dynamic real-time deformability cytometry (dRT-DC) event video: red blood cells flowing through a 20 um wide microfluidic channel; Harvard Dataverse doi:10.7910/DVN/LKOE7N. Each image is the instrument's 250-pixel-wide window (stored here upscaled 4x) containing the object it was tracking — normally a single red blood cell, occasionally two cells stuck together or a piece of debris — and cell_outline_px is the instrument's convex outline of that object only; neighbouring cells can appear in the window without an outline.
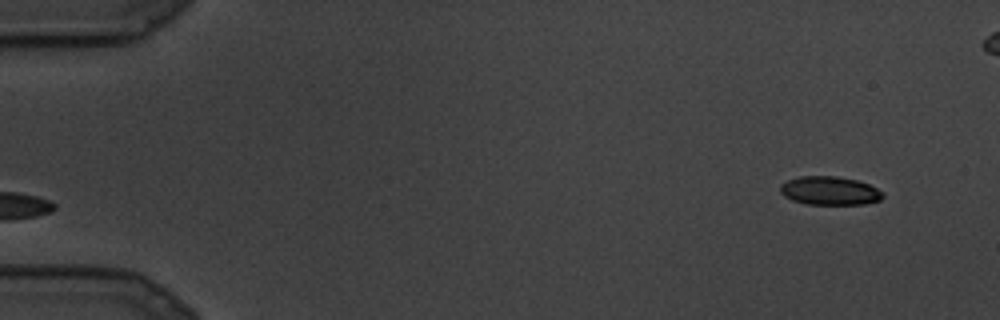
{"species": "common noctule bat (a hibernating species)", "species_latin": "Nyctalus noctula", "temperature_condition": "cold", "stored_images_in_passage": 6, "camera_frame_rate_fps": 3000, "um_per_image_px": 0.085, "animal": {"sex": "male", "body_mass_g": 19.5, "forearm_length_mm": 54.6}, "frame": {"image": 1, "passage_image": 1, "time_ms": 0.0, "image_size_px": [1000, 320], "cell_outline_px": [[884, 196], [880, 200], [864, 204], [808, 204], [792, 200], [784, 196], [780, 192], [780, 184], [788, 180], [800, 176], [836, 176], [856, 180], [868, 184], [884, 192]], "centroid_in_image_um": [70.52, 16.21], "position_along_channel_um": 14.5, "area_um2": 17.05}}